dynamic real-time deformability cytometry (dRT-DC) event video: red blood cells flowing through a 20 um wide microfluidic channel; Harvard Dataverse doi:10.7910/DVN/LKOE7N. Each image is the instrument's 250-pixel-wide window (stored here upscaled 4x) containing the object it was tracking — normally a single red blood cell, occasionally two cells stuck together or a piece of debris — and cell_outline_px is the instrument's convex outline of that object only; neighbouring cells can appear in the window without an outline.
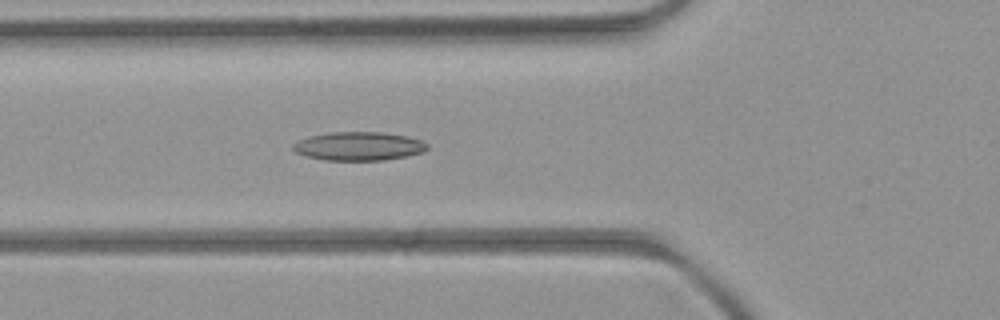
{"species": "common noctule bat (a hibernating species)", "species_latin": "Nyctalus noctula", "temperature_condition": "room temperature", "stored_images_in_passage": 43, "camera_frame_rate_fps": 3000, "um_per_image_px": 0.085, "animal": {"sex": "female", "body_mass_g": 21.9}, "frame": {"image": 1, "passage_image": 10, "time_ms": 3.0, "image_size_px": [1000, 320], "cell_outline_px": [[428, 148], [424, 152], [408, 156], [384, 160], [324, 160], [308, 156], [296, 152], [292, 148], [292, 144], [308, 136], [332, 132], [380, 132], [408, 136], [420, 140], [428, 144]], "centroid_in_image_um": [30.52, 12.42], "position_along_channel_um": 95.3, "area_um2": 22.37}}
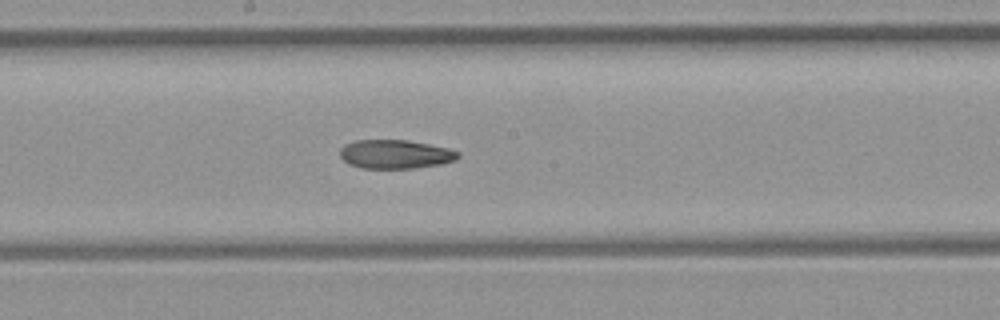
{"frame": {"image": 2, "passage_image": 19, "time_ms": 6.0, "image_size_px": [1000, 320], "cell_outline_px": [[460, 156], [456, 160], [440, 164], [416, 168], [360, 168], [348, 164], [340, 156], [340, 148], [344, 144], [356, 140], [408, 140], [448, 148], [460, 152]], "centroid_in_image_um": [33.59, 13.11], "position_along_channel_um": 214.6, "area_um2": 19.94}}
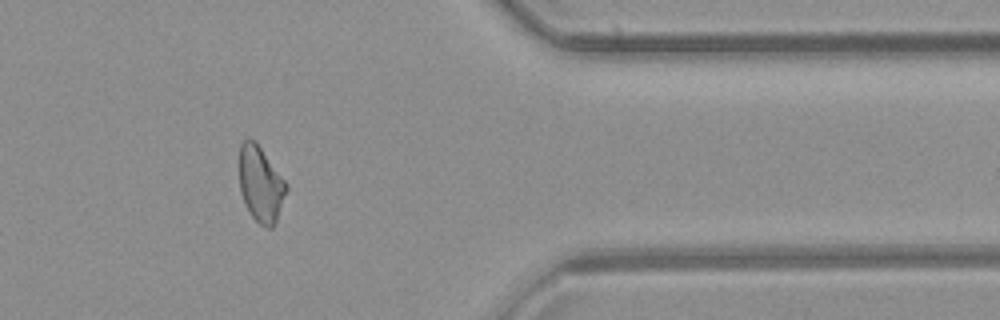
{"frame": {"image": 3, "passage_image": 34, "time_ms": 11.0, "image_size_px": [1000, 320], "cell_outline_px": [[288, 188], [276, 220], [272, 228], [268, 228], [260, 224], [252, 216], [244, 204], [240, 192], [240, 144], [244, 140], [256, 140], [288, 184]], "centroid_in_image_um": [22.16, 15.64], "position_along_channel_um": 389.2, "area_um2": 20.69}, "authors_computed_cell_mechanics": {"area_um2": 20.808, "velocity_mm_per_s": 3.9533, "shape_relaxation_time_tau1_ms": null, "shape_relaxation_time_tau2_ms": 8.695, "deformation_change_tau1": null, "deformation_change_tau2": 0.1718}}